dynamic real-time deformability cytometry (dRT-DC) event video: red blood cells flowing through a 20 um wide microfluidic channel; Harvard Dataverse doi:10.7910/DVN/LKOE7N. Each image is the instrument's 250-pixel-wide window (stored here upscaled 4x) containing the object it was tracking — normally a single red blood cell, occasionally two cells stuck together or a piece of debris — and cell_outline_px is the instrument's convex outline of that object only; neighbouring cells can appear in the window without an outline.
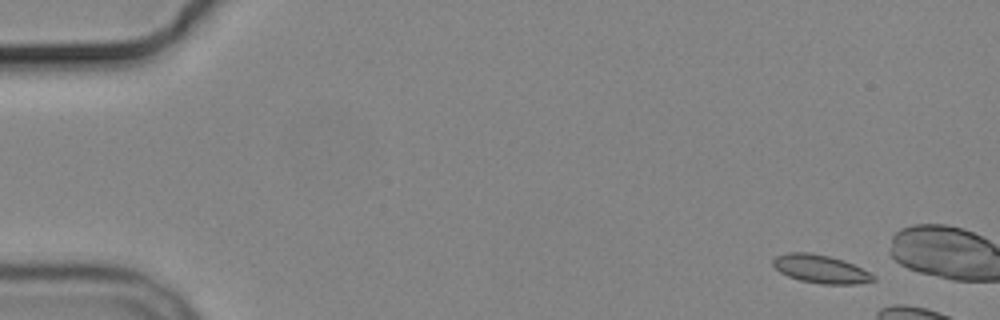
{"species": "common noctule bat (a hibernating species)", "species_latin": "Nyctalus noctula", "temperature_condition": "cold", "stored_images_in_passage": 6, "camera_frame_rate_fps": 3000, "um_per_image_px": 0.085, "animal": {"sex": "male", "body_mass_g": 19.2, "forearm_length_mm": 51.8}, "frame": {"image": 1, "passage_image": 2, "time_ms": 1.333, "image_size_px": [1000, 320], "cell_outline_px": [[876, 280], [856, 284], [820, 284], [800, 280], [788, 276], [780, 272], [772, 264], [772, 260], [776, 256], [788, 252], [808, 252], [828, 256], [844, 260], [876, 276]], "centroid_in_image_um": [69.73, 22.86], "position_along_channel_um": 15.3, "area_um2": 16.42}}